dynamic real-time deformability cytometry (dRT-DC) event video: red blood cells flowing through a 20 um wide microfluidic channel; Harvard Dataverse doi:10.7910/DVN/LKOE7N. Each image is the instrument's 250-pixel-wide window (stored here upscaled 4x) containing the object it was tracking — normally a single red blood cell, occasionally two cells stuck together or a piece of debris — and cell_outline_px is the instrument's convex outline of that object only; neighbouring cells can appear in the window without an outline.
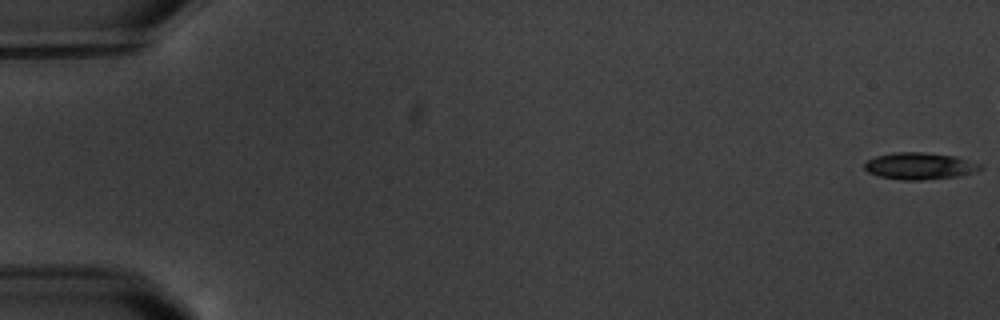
{"species": "common noctule bat (a hibernating species)", "species_latin": "Nyctalus noctula", "temperature_condition": "warm", "stored_images_in_passage": 4, "camera_frame_rate_fps": 3000, "um_per_image_px": 0.085, "animal": {"sex": "male", "body_mass_g": 20.1, "forearm_length_mm": 53.5}, "frame": {"image": 1, "passage_image": 1, "time_ms": 0.0, "image_size_px": [1000, 320], "cell_outline_px": [[984, 168], [972, 172], [956, 176], [924, 180], [900, 180], [880, 176], [868, 172], [864, 168], [864, 160], [876, 156], [892, 152], [924, 152], [956, 156], [980, 164]], "centroid_in_image_um": [78.12, 14.1], "position_along_channel_um": 6.9, "area_um2": 18.15}}